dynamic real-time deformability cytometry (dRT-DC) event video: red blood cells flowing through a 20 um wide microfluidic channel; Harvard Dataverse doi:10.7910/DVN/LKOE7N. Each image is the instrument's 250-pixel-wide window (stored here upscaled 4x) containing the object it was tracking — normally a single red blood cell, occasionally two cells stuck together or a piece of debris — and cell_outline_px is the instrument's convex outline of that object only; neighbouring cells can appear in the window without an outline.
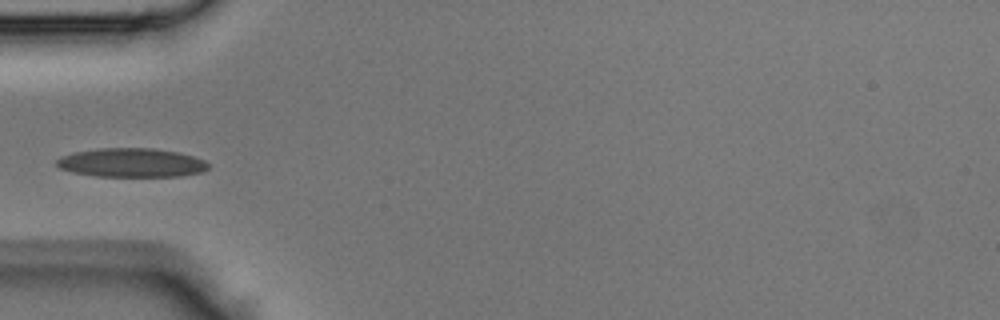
{"species": "Egyptian fruit bat (a non-hibernating species)", "species_latin": "Rousettus aegyptiacus", "temperature_condition": "room temperature", "stored_images_in_passage": 30, "camera_frame_rate_fps": 3000, "um_per_image_px": 0.085, "animal": {"sex": "male"}, "frame": {"image": 1, "passage_image": 1, "time_ms": 0.0, "image_size_px": [1000, 320], "cell_outline_px": [[208, 168], [200, 172], [180, 176], [96, 176], [72, 172], [60, 168], [56, 164], [56, 160], [60, 156], [72, 152], [100, 148], [152, 148], [180, 152], [204, 160], [208, 164]], "centroid_in_image_um": [11.14, 13.82], "position_along_channel_um": 73.9, "area_um2": 25.55}}
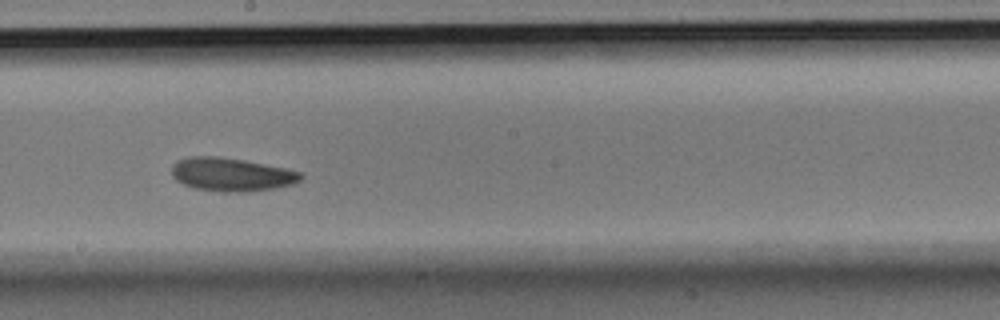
{"frame": {"image": 2, "passage_image": 11, "time_ms": 3.333, "image_size_px": [1000, 320], "cell_outline_px": [[304, 176], [300, 180], [292, 184], [276, 188], [244, 192], [220, 192], [196, 188], [184, 184], [176, 180], [172, 176], [172, 164], [176, 160], [188, 156], [220, 156], [244, 160], [284, 168], [300, 172]], "centroid_in_image_um": [19.64, 14.82], "position_along_channel_um": 228.6, "area_um2": 25.2}}
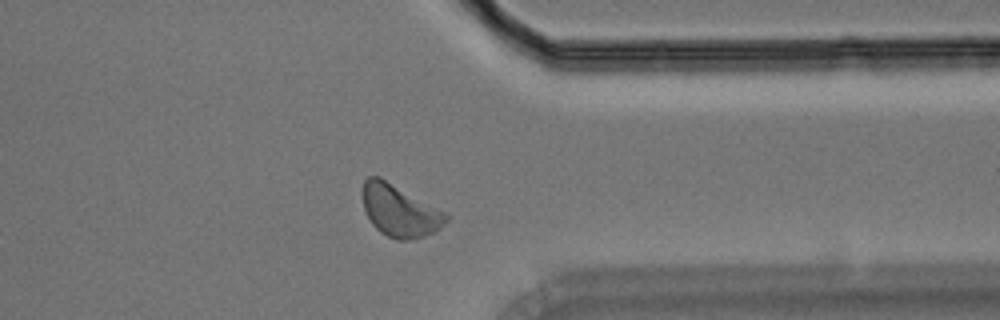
{"frame": {"image": 3, "passage_image": 21, "time_ms": 6.667, "image_size_px": [1000, 320], "cell_outline_px": [[448, 220], [444, 224], [432, 232], [424, 236], [412, 240], [396, 240], [380, 232], [372, 224], [364, 208], [364, 180], [368, 176], [380, 176], [448, 212]], "centroid_in_image_um": [34.01, 17.9], "position_along_channel_um": 377.4, "area_um2": 25.32}}